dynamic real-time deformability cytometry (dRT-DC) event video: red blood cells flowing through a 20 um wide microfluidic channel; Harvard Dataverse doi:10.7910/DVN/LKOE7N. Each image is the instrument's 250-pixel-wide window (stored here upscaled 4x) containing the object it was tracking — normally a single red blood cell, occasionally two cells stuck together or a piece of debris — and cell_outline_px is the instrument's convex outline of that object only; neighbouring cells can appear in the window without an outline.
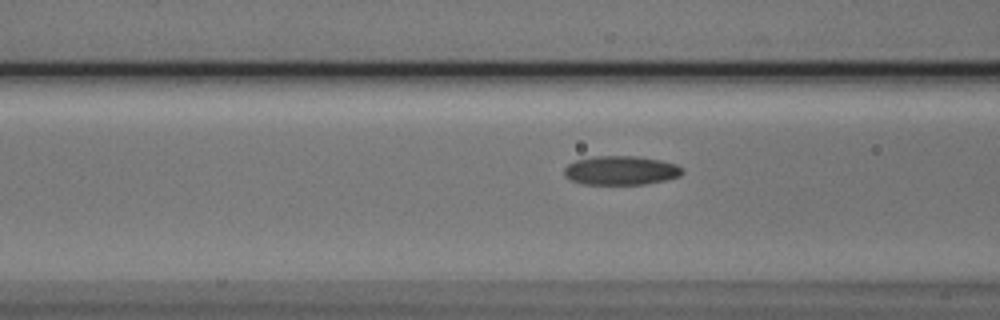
{"species": "Egyptian fruit bat (a non-hibernating species)", "species_latin": "Rousettus aegyptiacus", "temperature_condition": "cold", "stored_images_in_passage": 33, "camera_frame_rate_fps": 3000, "um_per_image_px": 0.085, "animal": {"sex": "male"}, "frame": {"image": 1, "passage_image": 7, "time_ms": 2.0, "image_size_px": [1000, 320], "cell_outline_px": [[684, 172], [680, 176], [664, 180], [644, 184], [584, 184], [572, 180], [564, 176], [564, 168], [568, 164], [576, 160], [592, 156], [636, 156], [660, 160], [676, 164], [684, 168]], "centroid_in_image_um": [52.78, 14.48], "position_along_channel_um": 113.8, "area_um2": 20.0}}
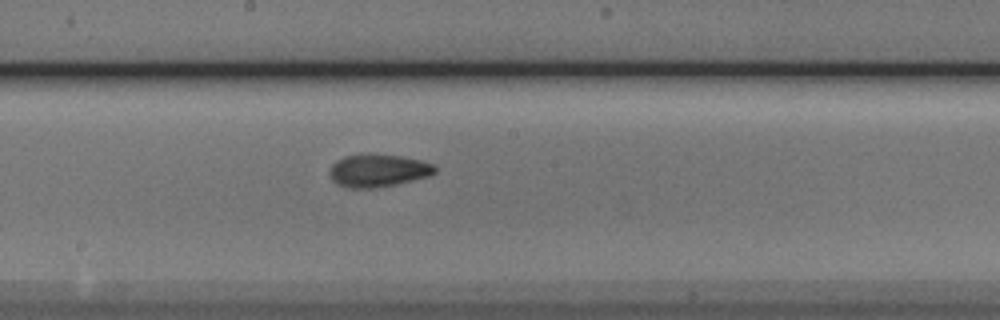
{"frame": {"image": 2, "passage_image": 15, "time_ms": 4.667, "image_size_px": [1000, 320], "cell_outline_px": [[436, 172], [428, 176], [396, 184], [376, 188], [352, 188], [340, 184], [332, 180], [328, 172], [332, 164], [336, 160], [344, 156], [360, 152], [400, 156], [420, 160], [436, 164]], "centroid_in_image_um": [32.12, 14.47], "position_along_channel_um": 216.1, "area_um2": 20.35}}
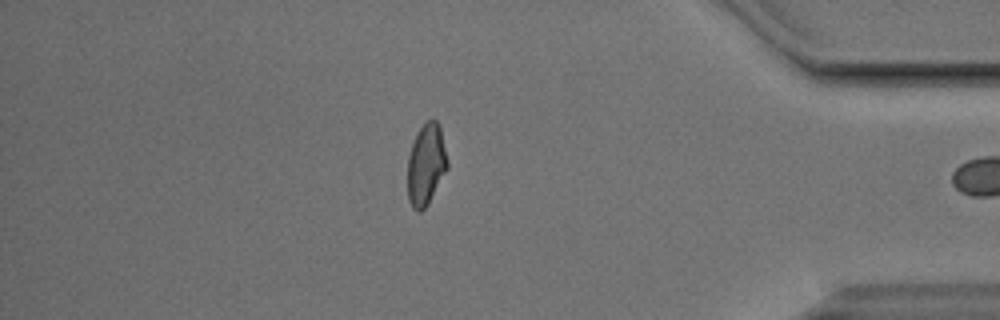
{"frame": {"image": 3, "passage_image": 32, "time_ms": 10.333, "image_size_px": [1000, 320], "cell_outline_px": [[448, 168], [428, 204], [420, 212], [416, 212], [412, 208], [408, 200], [408, 156], [412, 144], [420, 128], [428, 120], [436, 120], [440, 124], [448, 160]], "centroid_in_image_um": [36.23, 14.01], "position_along_channel_um": 399.0, "area_um2": 18.96}}